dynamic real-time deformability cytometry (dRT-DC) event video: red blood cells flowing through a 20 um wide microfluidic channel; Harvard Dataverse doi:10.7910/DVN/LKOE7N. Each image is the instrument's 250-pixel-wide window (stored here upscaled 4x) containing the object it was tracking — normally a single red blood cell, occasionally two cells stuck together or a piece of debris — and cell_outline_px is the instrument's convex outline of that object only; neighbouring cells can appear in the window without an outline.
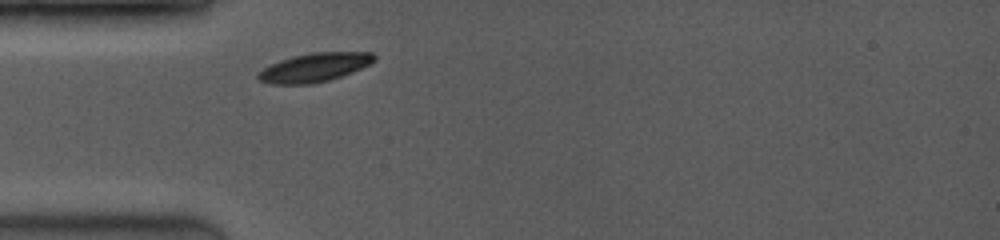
{"species": "common noctule bat (a hibernating species)", "species_latin": "Nyctalus noctula", "temperature_condition": "room temperature", "stored_images_in_passage": 19, "camera_frame_rate_fps": 3500, "um_per_image_px": 0.085, "animal": {"sex": "female", "body_mass_g": 19.0, "forearm_length_mm": 53.3}, "frame": {"image": 1, "passage_image": 1, "time_ms": 0.0, "image_size_px": [1000, 240], "cell_outline_px": [[376, 60], [352, 72], [328, 80], [312, 84], [272, 84], [260, 80], [256, 76], [264, 68], [280, 60], [292, 56], [312, 52], [372, 52], [376, 56]], "centroid_in_image_um": [26.74, 5.72], "position_along_channel_um": 58.3, "area_um2": 19.25}}
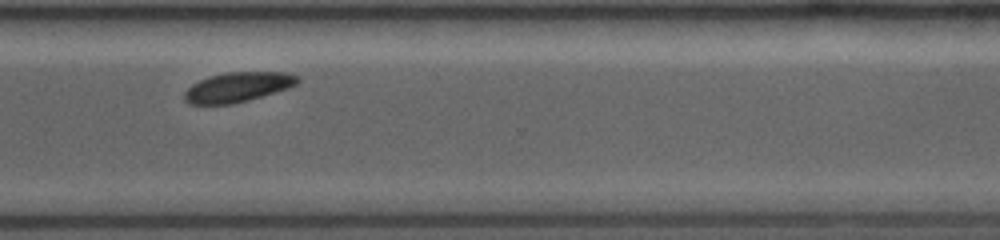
{"frame": {"image": 2, "passage_image": 15, "time_ms": 7.429, "image_size_px": [1000, 240], "cell_outline_px": [[300, 80], [296, 84], [288, 88], [248, 100], [232, 104], [188, 104], [184, 100], [184, 92], [192, 84], [200, 80], [212, 76], [228, 72], [288, 72], [300, 76]], "centroid_in_image_um": [20.23, 7.4], "position_along_channel_um": 350.4, "area_um2": 19.54}}
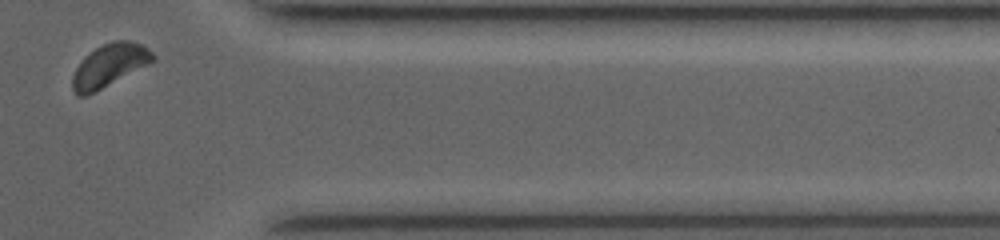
{"frame": {"image": 3, "passage_image": 18, "time_ms": 8.857, "image_size_px": [1000, 240], "cell_outline_px": [[156, 60], [96, 92], [88, 96], [76, 96], [72, 88], [72, 76], [76, 68], [84, 56], [96, 48], [112, 40], [128, 40], [140, 44], [148, 48], [156, 56]], "centroid_in_image_um": [9.29, 5.58], "position_along_channel_um": 402.1, "area_um2": 20.17}, "authors_computed_cell_mechanics": {"area_um2": 19.7676, "velocity_mm_per_s": 3.9892, "shape_relaxation_time_tau1_ms": 1.0266, "shape_relaxation_time_tau2_ms": null, "deformation_change_tau1": 0.077, "deformation_change_tau2": null}}